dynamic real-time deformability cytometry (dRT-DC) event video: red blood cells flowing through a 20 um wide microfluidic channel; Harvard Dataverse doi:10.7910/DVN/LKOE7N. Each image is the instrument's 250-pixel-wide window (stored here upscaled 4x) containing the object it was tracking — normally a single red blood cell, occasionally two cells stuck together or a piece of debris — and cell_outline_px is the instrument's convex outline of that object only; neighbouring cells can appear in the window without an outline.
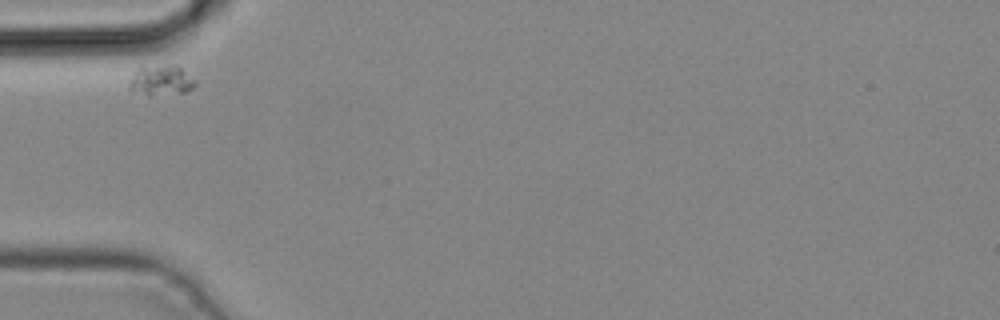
{"species": "common noctule bat (a hibernating species)", "species_latin": "Nyctalus noctula", "temperature_condition": "cold", "stored_images_in_passage": 5, "camera_frame_rate_fps": 3000, "um_per_image_px": 0.085, "animal": {"sex": "male", "body_mass_g": 19.2, "forearm_length_mm": 51.8}, "frame": {"image": 1, "passage_image": 1, "time_ms": 0.0, "image_size_px": [1000, 320], "cell_outline_px": [[196, 84], [188, 92], [148, 96], [128, 88], [128, 84], [136, 68], [172, 64], [176, 64], [196, 80]], "centroid_in_image_um": [13.71, 6.83], "position_along_channel_um": 71.3, "area_um2": 11.73}}
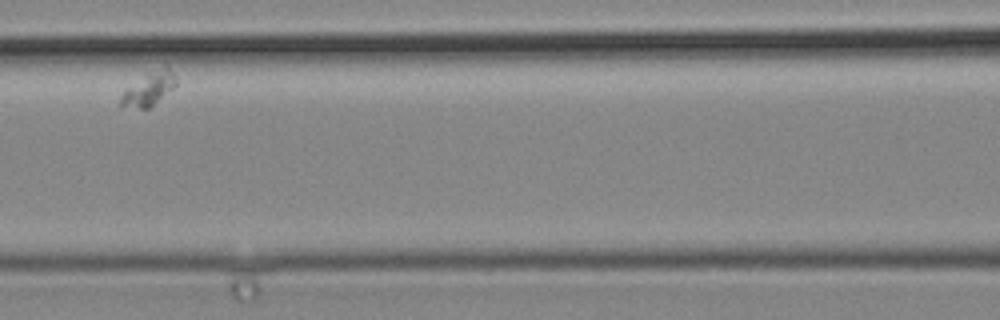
{"frame": {"image": 2, "passage_image": 3, "time_ms": 0.667, "image_size_px": [1000, 320], "cell_outline_px": [[176, 84], [172, 88], [148, 108], [120, 108], [120, 96], [128, 88], [148, 72], [164, 64], [168, 68], [176, 80]], "centroid_in_image_um": [12.61, 7.55], "position_along_channel_um": 154.0, "area_um2": 10.4}}
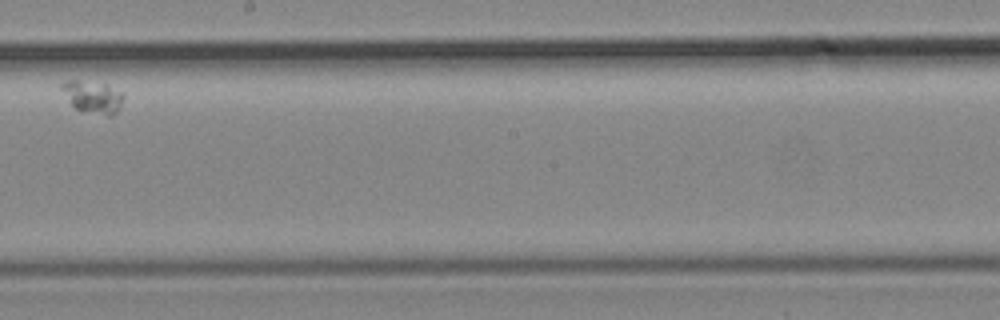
{"frame": {"image": 3, "passage_image": 5, "time_ms": 1.333, "image_size_px": [1000, 320], "cell_outline_px": [[124, 96], [120, 108], [112, 116], [108, 116], [76, 108], [72, 104], [60, 88], [60, 84], [68, 80], [76, 80], [104, 84], [120, 92]], "centroid_in_image_um": [7.89, 8.23], "position_along_channel_um": 240.3, "area_um2": 11.21}}